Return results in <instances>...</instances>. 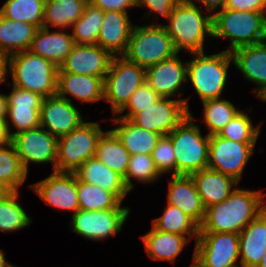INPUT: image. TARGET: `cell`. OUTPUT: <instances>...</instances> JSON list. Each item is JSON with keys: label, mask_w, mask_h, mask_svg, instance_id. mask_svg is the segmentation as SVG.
Instances as JSON below:
<instances>
[{"label": "cell", "mask_w": 266, "mask_h": 267, "mask_svg": "<svg viewBox=\"0 0 266 267\" xmlns=\"http://www.w3.org/2000/svg\"><path fill=\"white\" fill-rule=\"evenodd\" d=\"M84 123L80 110L69 98L58 94L45 97L40 110V126L47 127L56 138H61Z\"/></svg>", "instance_id": "2e32d148"}, {"label": "cell", "mask_w": 266, "mask_h": 267, "mask_svg": "<svg viewBox=\"0 0 266 267\" xmlns=\"http://www.w3.org/2000/svg\"><path fill=\"white\" fill-rule=\"evenodd\" d=\"M180 1L181 0H137V6L149 8L150 11L147 12L149 15L154 11L168 19L171 11Z\"/></svg>", "instance_id": "ee69618b"}, {"label": "cell", "mask_w": 266, "mask_h": 267, "mask_svg": "<svg viewBox=\"0 0 266 267\" xmlns=\"http://www.w3.org/2000/svg\"><path fill=\"white\" fill-rule=\"evenodd\" d=\"M190 176L205 209L227 199L234 191L232 186L239 183L232 177L209 168L194 172Z\"/></svg>", "instance_id": "cb8c5ba5"}, {"label": "cell", "mask_w": 266, "mask_h": 267, "mask_svg": "<svg viewBox=\"0 0 266 267\" xmlns=\"http://www.w3.org/2000/svg\"><path fill=\"white\" fill-rule=\"evenodd\" d=\"M178 54L173 40L163 25L135 26L123 55L128 61L145 69Z\"/></svg>", "instance_id": "8992f818"}, {"label": "cell", "mask_w": 266, "mask_h": 267, "mask_svg": "<svg viewBox=\"0 0 266 267\" xmlns=\"http://www.w3.org/2000/svg\"><path fill=\"white\" fill-rule=\"evenodd\" d=\"M201 2L208 11H215V9L219 8L223 10L228 2V0H197Z\"/></svg>", "instance_id": "c3c4849f"}, {"label": "cell", "mask_w": 266, "mask_h": 267, "mask_svg": "<svg viewBox=\"0 0 266 267\" xmlns=\"http://www.w3.org/2000/svg\"><path fill=\"white\" fill-rule=\"evenodd\" d=\"M129 208L97 211L78 210L72 215V231L91 240H101L117 234L129 216Z\"/></svg>", "instance_id": "4fadbf2b"}, {"label": "cell", "mask_w": 266, "mask_h": 267, "mask_svg": "<svg viewBox=\"0 0 266 267\" xmlns=\"http://www.w3.org/2000/svg\"><path fill=\"white\" fill-rule=\"evenodd\" d=\"M225 8L266 13V0H228Z\"/></svg>", "instance_id": "bcb514c9"}, {"label": "cell", "mask_w": 266, "mask_h": 267, "mask_svg": "<svg viewBox=\"0 0 266 267\" xmlns=\"http://www.w3.org/2000/svg\"><path fill=\"white\" fill-rule=\"evenodd\" d=\"M260 127L261 125L253 127L248 115L240 111L218 135L240 143H256Z\"/></svg>", "instance_id": "ab89813d"}, {"label": "cell", "mask_w": 266, "mask_h": 267, "mask_svg": "<svg viewBox=\"0 0 266 267\" xmlns=\"http://www.w3.org/2000/svg\"><path fill=\"white\" fill-rule=\"evenodd\" d=\"M37 30L32 24L0 16V53L10 56L29 50Z\"/></svg>", "instance_id": "f1b7e54d"}, {"label": "cell", "mask_w": 266, "mask_h": 267, "mask_svg": "<svg viewBox=\"0 0 266 267\" xmlns=\"http://www.w3.org/2000/svg\"><path fill=\"white\" fill-rule=\"evenodd\" d=\"M159 171L154 165L152 155L136 154L131 155L128 163L127 172L125 174L124 183L127 189L130 191L133 189L134 184L131 182V178H135L140 182H153L160 177Z\"/></svg>", "instance_id": "60d3db41"}, {"label": "cell", "mask_w": 266, "mask_h": 267, "mask_svg": "<svg viewBox=\"0 0 266 267\" xmlns=\"http://www.w3.org/2000/svg\"><path fill=\"white\" fill-rule=\"evenodd\" d=\"M190 267H196V266L194 265V254H193V263H192V265H191Z\"/></svg>", "instance_id": "db71d44e"}, {"label": "cell", "mask_w": 266, "mask_h": 267, "mask_svg": "<svg viewBox=\"0 0 266 267\" xmlns=\"http://www.w3.org/2000/svg\"><path fill=\"white\" fill-rule=\"evenodd\" d=\"M189 113L187 99L171 100L169 97H161L156 103L138 112L131 121L163 136L170 134Z\"/></svg>", "instance_id": "7c38bea8"}, {"label": "cell", "mask_w": 266, "mask_h": 267, "mask_svg": "<svg viewBox=\"0 0 266 267\" xmlns=\"http://www.w3.org/2000/svg\"><path fill=\"white\" fill-rule=\"evenodd\" d=\"M187 80V62L184 65L177 54L146 69V82L161 97L176 96Z\"/></svg>", "instance_id": "d6986e66"}, {"label": "cell", "mask_w": 266, "mask_h": 267, "mask_svg": "<svg viewBox=\"0 0 266 267\" xmlns=\"http://www.w3.org/2000/svg\"><path fill=\"white\" fill-rule=\"evenodd\" d=\"M239 234L199 232L194 251L196 267H239Z\"/></svg>", "instance_id": "30bf717a"}, {"label": "cell", "mask_w": 266, "mask_h": 267, "mask_svg": "<svg viewBox=\"0 0 266 267\" xmlns=\"http://www.w3.org/2000/svg\"><path fill=\"white\" fill-rule=\"evenodd\" d=\"M8 63L13 86L43 97L57 94L59 67L54 62L26 50L8 56Z\"/></svg>", "instance_id": "277c9868"}, {"label": "cell", "mask_w": 266, "mask_h": 267, "mask_svg": "<svg viewBox=\"0 0 266 267\" xmlns=\"http://www.w3.org/2000/svg\"><path fill=\"white\" fill-rule=\"evenodd\" d=\"M161 98L145 81L139 88L130 96L127 104L118 112L123 113L128 109V113L120 116L121 118L132 119L138 112L156 103Z\"/></svg>", "instance_id": "b9f144b4"}, {"label": "cell", "mask_w": 266, "mask_h": 267, "mask_svg": "<svg viewBox=\"0 0 266 267\" xmlns=\"http://www.w3.org/2000/svg\"><path fill=\"white\" fill-rule=\"evenodd\" d=\"M152 160L161 175L165 172L170 173L172 170H174L173 175H176V158L169 135H163L159 138L153 149Z\"/></svg>", "instance_id": "7bdbcfd3"}, {"label": "cell", "mask_w": 266, "mask_h": 267, "mask_svg": "<svg viewBox=\"0 0 266 267\" xmlns=\"http://www.w3.org/2000/svg\"><path fill=\"white\" fill-rule=\"evenodd\" d=\"M102 133L98 122H84L58 138L55 172L74 173L85 161L93 158Z\"/></svg>", "instance_id": "ba28073f"}, {"label": "cell", "mask_w": 266, "mask_h": 267, "mask_svg": "<svg viewBox=\"0 0 266 267\" xmlns=\"http://www.w3.org/2000/svg\"><path fill=\"white\" fill-rule=\"evenodd\" d=\"M120 126L112 129L121 140L124 148L130 155H152L153 149L161 137L160 134L141 128L130 119L114 117L113 120Z\"/></svg>", "instance_id": "83f0119b"}, {"label": "cell", "mask_w": 266, "mask_h": 267, "mask_svg": "<svg viewBox=\"0 0 266 267\" xmlns=\"http://www.w3.org/2000/svg\"><path fill=\"white\" fill-rule=\"evenodd\" d=\"M192 55L195 58L187 62V77L202 102L220 98L227 81L229 64L234 62L232 53L225 50L209 56L204 52Z\"/></svg>", "instance_id": "52a82bcc"}, {"label": "cell", "mask_w": 266, "mask_h": 267, "mask_svg": "<svg viewBox=\"0 0 266 267\" xmlns=\"http://www.w3.org/2000/svg\"><path fill=\"white\" fill-rule=\"evenodd\" d=\"M266 252V209L239 233L242 267H257Z\"/></svg>", "instance_id": "603a6c76"}, {"label": "cell", "mask_w": 266, "mask_h": 267, "mask_svg": "<svg viewBox=\"0 0 266 267\" xmlns=\"http://www.w3.org/2000/svg\"><path fill=\"white\" fill-rule=\"evenodd\" d=\"M74 173L80 181L113 193L121 202L129 192L123 177L95 157L85 161Z\"/></svg>", "instance_id": "d4e9b609"}, {"label": "cell", "mask_w": 266, "mask_h": 267, "mask_svg": "<svg viewBox=\"0 0 266 267\" xmlns=\"http://www.w3.org/2000/svg\"><path fill=\"white\" fill-rule=\"evenodd\" d=\"M214 38H230L232 53L240 47L266 41V13L224 8L212 14Z\"/></svg>", "instance_id": "3957f363"}, {"label": "cell", "mask_w": 266, "mask_h": 267, "mask_svg": "<svg viewBox=\"0 0 266 267\" xmlns=\"http://www.w3.org/2000/svg\"><path fill=\"white\" fill-rule=\"evenodd\" d=\"M44 4L45 0H7L0 8V16L42 28Z\"/></svg>", "instance_id": "836d02e7"}, {"label": "cell", "mask_w": 266, "mask_h": 267, "mask_svg": "<svg viewBox=\"0 0 266 267\" xmlns=\"http://www.w3.org/2000/svg\"><path fill=\"white\" fill-rule=\"evenodd\" d=\"M45 203L75 214L79 209L75 173L53 172L48 178L30 186Z\"/></svg>", "instance_id": "9a60e30c"}, {"label": "cell", "mask_w": 266, "mask_h": 267, "mask_svg": "<svg viewBox=\"0 0 266 267\" xmlns=\"http://www.w3.org/2000/svg\"><path fill=\"white\" fill-rule=\"evenodd\" d=\"M104 11L87 3L81 17L72 25L75 44L96 45Z\"/></svg>", "instance_id": "d590c367"}, {"label": "cell", "mask_w": 266, "mask_h": 267, "mask_svg": "<svg viewBox=\"0 0 266 267\" xmlns=\"http://www.w3.org/2000/svg\"><path fill=\"white\" fill-rule=\"evenodd\" d=\"M113 56L99 45L75 44L58 72L91 75L104 80Z\"/></svg>", "instance_id": "e0dca14e"}, {"label": "cell", "mask_w": 266, "mask_h": 267, "mask_svg": "<svg viewBox=\"0 0 266 267\" xmlns=\"http://www.w3.org/2000/svg\"><path fill=\"white\" fill-rule=\"evenodd\" d=\"M74 39L71 34L63 31L50 32L49 28H38L35 33L30 51L54 62L58 67L65 61L74 47Z\"/></svg>", "instance_id": "4316f807"}, {"label": "cell", "mask_w": 266, "mask_h": 267, "mask_svg": "<svg viewBox=\"0 0 266 267\" xmlns=\"http://www.w3.org/2000/svg\"><path fill=\"white\" fill-rule=\"evenodd\" d=\"M167 199V204L181 209L199 226L203 223L205 208L190 175H172Z\"/></svg>", "instance_id": "7402d4cb"}, {"label": "cell", "mask_w": 266, "mask_h": 267, "mask_svg": "<svg viewBox=\"0 0 266 267\" xmlns=\"http://www.w3.org/2000/svg\"><path fill=\"white\" fill-rule=\"evenodd\" d=\"M194 0H181L171 11L168 25H163L179 53L181 49L192 53L204 52L205 35L212 37V15L202 16Z\"/></svg>", "instance_id": "7a4b0ae2"}, {"label": "cell", "mask_w": 266, "mask_h": 267, "mask_svg": "<svg viewBox=\"0 0 266 267\" xmlns=\"http://www.w3.org/2000/svg\"><path fill=\"white\" fill-rule=\"evenodd\" d=\"M257 267H266V252Z\"/></svg>", "instance_id": "f5cc1de1"}, {"label": "cell", "mask_w": 266, "mask_h": 267, "mask_svg": "<svg viewBox=\"0 0 266 267\" xmlns=\"http://www.w3.org/2000/svg\"><path fill=\"white\" fill-rule=\"evenodd\" d=\"M77 190L80 210L97 211L121 207V201L111 192L80 181L77 178Z\"/></svg>", "instance_id": "8d00e7d4"}, {"label": "cell", "mask_w": 266, "mask_h": 267, "mask_svg": "<svg viewBox=\"0 0 266 267\" xmlns=\"http://www.w3.org/2000/svg\"><path fill=\"white\" fill-rule=\"evenodd\" d=\"M204 122L209 128L208 135H217L240 112L227 100L209 99L202 102Z\"/></svg>", "instance_id": "f35d334b"}, {"label": "cell", "mask_w": 266, "mask_h": 267, "mask_svg": "<svg viewBox=\"0 0 266 267\" xmlns=\"http://www.w3.org/2000/svg\"><path fill=\"white\" fill-rule=\"evenodd\" d=\"M27 174L12 143L6 148L0 147V188L3 191H18Z\"/></svg>", "instance_id": "d6a6232c"}, {"label": "cell", "mask_w": 266, "mask_h": 267, "mask_svg": "<svg viewBox=\"0 0 266 267\" xmlns=\"http://www.w3.org/2000/svg\"><path fill=\"white\" fill-rule=\"evenodd\" d=\"M18 191H4L0 195V231L12 232L28 226L32 221L17 203Z\"/></svg>", "instance_id": "74e56055"}, {"label": "cell", "mask_w": 266, "mask_h": 267, "mask_svg": "<svg viewBox=\"0 0 266 267\" xmlns=\"http://www.w3.org/2000/svg\"><path fill=\"white\" fill-rule=\"evenodd\" d=\"M57 94L67 99L70 94L82 102H96L104 99V80L91 75L58 72Z\"/></svg>", "instance_id": "484cf974"}, {"label": "cell", "mask_w": 266, "mask_h": 267, "mask_svg": "<svg viewBox=\"0 0 266 267\" xmlns=\"http://www.w3.org/2000/svg\"><path fill=\"white\" fill-rule=\"evenodd\" d=\"M11 143L28 173V163H53L56 168L58 138L42 127L23 131L12 136Z\"/></svg>", "instance_id": "5bb4252c"}, {"label": "cell", "mask_w": 266, "mask_h": 267, "mask_svg": "<svg viewBox=\"0 0 266 267\" xmlns=\"http://www.w3.org/2000/svg\"><path fill=\"white\" fill-rule=\"evenodd\" d=\"M94 157L124 178L131 155L116 133L109 130L101 134Z\"/></svg>", "instance_id": "4dcf8cb0"}, {"label": "cell", "mask_w": 266, "mask_h": 267, "mask_svg": "<svg viewBox=\"0 0 266 267\" xmlns=\"http://www.w3.org/2000/svg\"><path fill=\"white\" fill-rule=\"evenodd\" d=\"M7 96V116L18 130L11 137L23 131L40 127V110L45 97L42 95L13 86Z\"/></svg>", "instance_id": "ac0fdd59"}, {"label": "cell", "mask_w": 266, "mask_h": 267, "mask_svg": "<svg viewBox=\"0 0 266 267\" xmlns=\"http://www.w3.org/2000/svg\"><path fill=\"white\" fill-rule=\"evenodd\" d=\"M152 225L159 231L174 233L197 239L200 226L181 209L168 204L164 214L153 220ZM195 235V236H194Z\"/></svg>", "instance_id": "e575fe53"}, {"label": "cell", "mask_w": 266, "mask_h": 267, "mask_svg": "<svg viewBox=\"0 0 266 267\" xmlns=\"http://www.w3.org/2000/svg\"><path fill=\"white\" fill-rule=\"evenodd\" d=\"M255 143H240L211 135L207 168L240 181L243 169L252 155Z\"/></svg>", "instance_id": "8fae6325"}, {"label": "cell", "mask_w": 266, "mask_h": 267, "mask_svg": "<svg viewBox=\"0 0 266 267\" xmlns=\"http://www.w3.org/2000/svg\"><path fill=\"white\" fill-rule=\"evenodd\" d=\"M0 267H12V264L6 261L3 250H0Z\"/></svg>", "instance_id": "816d5d0a"}, {"label": "cell", "mask_w": 266, "mask_h": 267, "mask_svg": "<svg viewBox=\"0 0 266 267\" xmlns=\"http://www.w3.org/2000/svg\"><path fill=\"white\" fill-rule=\"evenodd\" d=\"M152 230L141 236L145 249L153 260L173 261L182 251L189 238L174 233L157 230L152 225Z\"/></svg>", "instance_id": "f546056e"}, {"label": "cell", "mask_w": 266, "mask_h": 267, "mask_svg": "<svg viewBox=\"0 0 266 267\" xmlns=\"http://www.w3.org/2000/svg\"><path fill=\"white\" fill-rule=\"evenodd\" d=\"M261 191L234 189L223 202L205 209L199 232H233L242 229L266 209Z\"/></svg>", "instance_id": "6da1fadb"}, {"label": "cell", "mask_w": 266, "mask_h": 267, "mask_svg": "<svg viewBox=\"0 0 266 267\" xmlns=\"http://www.w3.org/2000/svg\"><path fill=\"white\" fill-rule=\"evenodd\" d=\"M232 56L236 68L258 85L253 92L261 99L266 95V41L237 48Z\"/></svg>", "instance_id": "44dd1931"}, {"label": "cell", "mask_w": 266, "mask_h": 267, "mask_svg": "<svg viewBox=\"0 0 266 267\" xmlns=\"http://www.w3.org/2000/svg\"><path fill=\"white\" fill-rule=\"evenodd\" d=\"M262 101H266V95L261 98Z\"/></svg>", "instance_id": "11a10c76"}, {"label": "cell", "mask_w": 266, "mask_h": 267, "mask_svg": "<svg viewBox=\"0 0 266 267\" xmlns=\"http://www.w3.org/2000/svg\"><path fill=\"white\" fill-rule=\"evenodd\" d=\"M192 113L170 133L176 158V175H190L207 168L210 136L201 135Z\"/></svg>", "instance_id": "5b68a950"}, {"label": "cell", "mask_w": 266, "mask_h": 267, "mask_svg": "<svg viewBox=\"0 0 266 267\" xmlns=\"http://www.w3.org/2000/svg\"><path fill=\"white\" fill-rule=\"evenodd\" d=\"M127 12L104 11L97 45L112 56L126 53L130 35L134 25L131 24Z\"/></svg>", "instance_id": "ffe728a7"}, {"label": "cell", "mask_w": 266, "mask_h": 267, "mask_svg": "<svg viewBox=\"0 0 266 267\" xmlns=\"http://www.w3.org/2000/svg\"><path fill=\"white\" fill-rule=\"evenodd\" d=\"M146 81V69L128 61L124 56H113L104 78V100L118 113L130 96Z\"/></svg>", "instance_id": "9c48e42d"}, {"label": "cell", "mask_w": 266, "mask_h": 267, "mask_svg": "<svg viewBox=\"0 0 266 267\" xmlns=\"http://www.w3.org/2000/svg\"><path fill=\"white\" fill-rule=\"evenodd\" d=\"M103 11L127 12V8L137 6V0H88Z\"/></svg>", "instance_id": "f6af8a7d"}, {"label": "cell", "mask_w": 266, "mask_h": 267, "mask_svg": "<svg viewBox=\"0 0 266 267\" xmlns=\"http://www.w3.org/2000/svg\"><path fill=\"white\" fill-rule=\"evenodd\" d=\"M88 0H45L43 27H72L81 17Z\"/></svg>", "instance_id": "1f68e13d"}, {"label": "cell", "mask_w": 266, "mask_h": 267, "mask_svg": "<svg viewBox=\"0 0 266 267\" xmlns=\"http://www.w3.org/2000/svg\"><path fill=\"white\" fill-rule=\"evenodd\" d=\"M7 110V96L4 94H0V120H7Z\"/></svg>", "instance_id": "f907efd6"}, {"label": "cell", "mask_w": 266, "mask_h": 267, "mask_svg": "<svg viewBox=\"0 0 266 267\" xmlns=\"http://www.w3.org/2000/svg\"><path fill=\"white\" fill-rule=\"evenodd\" d=\"M4 191L0 188V195L3 193Z\"/></svg>", "instance_id": "9f6ffc18"}, {"label": "cell", "mask_w": 266, "mask_h": 267, "mask_svg": "<svg viewBox=\"0 0 266 267\" xmlns=\"http://www.w3.org/2000/svg\"><path fill=\"white\" fill-rule=\"evenodd\" d=\"M8 56L0 53V83H3L6 80L8 74Z\"/></svg>", "instance_id": "681fc988"}, {"label": "cell", "mask_w": 266, "mask_h": 267, "mask_svg": "<svg viewBox=\"0 0 266 267\" xmlns=\"http://www.w3.org/2000/svg\"><path fill=\"white\" fill-rule=\"evenodd\" d=\"M8 120H0V147L11 143V133Z\"/></svg>", "instance_id": "7dc6e473"}]
</instances>
